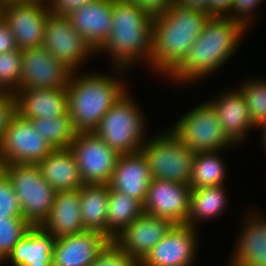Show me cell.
<instances>
[{
  "label": "cell",
  "instance_id": "6da1fadb",
  "mask_svg": "<svg viewBox=\"0 0 266 266\" xmlns=\"http://www.w3.org/2000/svg\"><path fill=\"white\" fill-rule=\"evenodd\" d=\"M245 33L247 29L241 23L211 16L185 57L165 79L181 86L209 78L234 56Z\"/></svg>",
  "mask_w": 266,
  "mask_h": 266
},
{
  "label": "cell",
  "instance_id": "7a4b0ae2",
  "mask_svg": "<svg viewBox=\"0 0 266 266\" xmlns=\"http://www.w3.org/2000/svg\"><path fill=\"white\" fill-rule=\"evenodd\" d=\"M112 20L110 35L96 51L97 55L105 52L112 61V68L128 72L139 63L149 67L153 52V16L132 0H113Z\"/></svg>",
  "mask_w": 266,
  "mask_h": 266
},
{
  "label": "cell",
  "instance_id": "3957f363",
  "mask_svg": "<svg viewBox=\"0 0 266 266\" xmlns=\"http://www.w3.org/2000/svg\"><path fill=\"white\" fill-rule=\"evenodd\" d=\"M80 71L73 72L67 87L68 113L77 133L94 131L110 107L129 90L123 81L125 70L112 68L110 74Z\"/></svg>",
  "mask_w": 266,
  "mask_h": 266
},
{
  "label": "cell",
  "instance_id": "277c9868",
  "mask_svg": "<svg viewBox=\"0 0 266 266\" xmlns=\"http://www.w3.org/2000/svg\"><path fill=\"white\" fill-rule=\"evenodd\" d=\"M210 15L175 3L153 16V52L149 69L165 78L185 57Z\"/></svg>",
  "mask_w": 266,
  "mask_h": 266
},
{
  "label": "cell",
  "instance_id": "5b68a950",
  "mask_svg": "<svg viewBox=\"0 0 266 266\" xmlns=\"http://www.w3.org/2000/svg\"><path fill=\"white\" fill-rule=\"evenodd\" d=\"M135 98L128 90L102 117L93 131L110 148L119 154H133L141 151L148 137L147 120Z\"/></svg>",
  "mask_w": 266,
  "mask_h": 266
},
{
  "label": "cell",
  "instance_id": "8992f818",
  "mask_svg": "<svg viewBox=\"0 0 266 266\" xmlns=\"http://www.w3.org/2000/svg\"><path fill=\"white\" fill-rule=\"evenodd\" d=\"M167 130L148 137L141 152L147 159L152 178L189 185L197 152L169 128Z\"/></svg>",
  "mask_w": 266,
  "mask_h": 266
},
{
  "label": "cell",
  "instance_id": "52a82bcc",
  "mask_svg": "<svg viewBox=\"0 0 266 266\" xmlns=\"http://www.w3.org/2000/svg\"><path fill=\"white\" fill-rule=\"evenodd\" d=\"M20 202L23 218L31 226H42L54 203L56 191L43 178L36 164L10 163L2 167Z\"/></svg>",
  "mask_w": 266,
  "mask_h": 266
},
{
  "label": "cell",
  "instance_id": "ba28073f",
  "mask_svg": "<svg viewBox=\"0 0 266 266\" xmlns=\"http://www.w3.org/2000/svg\"><path fill=\"white\" fill-rule=\"evenodd\" d=\"M194 107L169 128L182 142L196 152H222L236 146L222 130L215 110L207 101Z\"/></svg>",
  "mask_w": 266,
  "mask_h": 266
},
{
  "label": "cell",
  "instance_id": "9c48e42d",
  "mask_svg": "<svg viewBox=\"0 0 266 266\" xmlns=\"http://www.w3.org/2000/svg\"><path fill=\"white\" fill-rule=\"evenodd\" d=\"M47 0H3L0 16L5 20L19 50L41 46L46 18L50 14Z\"/></svg>",
  "mask_w": 266,
  "mask_h": 266
},
{
  "label": "cell",
  "instance_id": "30bf717a",
  "mask_svg": "<svg viewBox=\"0 0 266 266\" xmlns=\"http://www.w3.org/2000/svg\"><path fill=\"white\" fill-rule=\"evenodd\" d=\"M54 149L36 131L31 120L17 112L10 118L0 144V163L38 164Z\"/></svg>",
  "mask_w": 266,
  "mask_h": 266
},
{
  "label": "cell",
  "instance_id": "8fae6325",
  "mask_svg": "<svg viewBox=\"0 0 266 266\" xmlns=\"http://www.w3.org/2000/svg\"><path fill=\"white\" fill-rule=\"evenodd\" d=\"M69 149L74 154L84 184H109L120 154L97 134L78 132Z\"/></svg>",
  "mask_w": 266,
  "mask_h": 266
},
{
  "label": "cell",
  "instance_id": "7c38bea8",
  "mask_svg": "<svg viewBox=\"0 0 266 266\" xmlns=\"http://www.w3.org/2000/svg\"><path fill=\"white\" fill-rule=\"evenodd\" d=\"M56 59L78 72L88 58L96 56L95 49L79 34L64 15L50 13L46 18L42 44Z\"/></svg>",
  "mask_w": 266,
  "mask_h": 266
},
{
  "label": "cell",
  "instance_id": "4fadbf2b",
  "mask_svg": "<svg viewBox=\"0 0 266 266\" xmlns=\"http://www.w3.org/2000/svg\"><path fill=\"white\" fill-rule=\"evenodd\" d=\"M21 52L20 89H67L74 71L43 45Z\"/></svg>",
  "mask_w": 266,
  "mask_h": 266
},
{
  "label": "cell",
  "instance_id": "5bb4252c",
  "mask_svg": "<svg viewBox=\"0 0 266 266\" xmlns=\"http://www.w3.org/2000/svg\"><path fill=\"white\" fill-rule=\"evenodd\" d=\"M199 229L174 225L139 266H193L198 258Z\"/></svg>",
  "mask_w": 266,
  "mask_h": 266
},
{
  "label": "cell",
  "instance_id": "9a60e30c",
  "mask_svg": "<svg viewBox=\"0 0 266 266\" xmlns=\"http://www.w3.org/2000/svg\"><path fill=\"white\" fill-rule=\"evenodd\" d=\"M191 187L188 184L153 178L143 211L170 220L175 225L186 224L189 215Z\"/></svg>",
  "mask_w": 266,
  "mask_h": 266
},
{
  "label": "cell",
  "instance_id": "2e32d148",
  "mask_svg": "<svg viewBox=\"0 0 266 266\" xmlns=\"http://www.w3.org/2000/svg\"><path fill=\"white\" fill-rule=\"evenodd\" d=\"M250 210L241 218L228 266H266V217Z\"/></svg>",
  "mask_w": 266,
  "mask_h": 266
},
{
  "label": "cell",
  "instance_id": "e0dca14e",
  "mask_svg": "<svg viewBox=\"0 0 266 266\" xmlns=\"http://www.w3.org/2000/svg\"><path fill=\"white\" fill-rule=\"evenodd\" d=\"M174 225L170 220L144 212L115 236L113 241L140 263Z\"/></svg>",
  "mask_w": 266,
  "mask_h": 266
},
{
  "label": "cell",
  "instance_id": "ac0fdd59",
  "mask_svg": "<svg viewBox=\"0 0 266 266\" xmlns=\"http://www.w3.org/2000/svg\"><path fill=\"white\" fill-rule=\"evenodd\" d=\"M227 90L207 101L215 110L222 130L235 145H238L247 139V133H251L257 127L250 118L242 93L237 87Z\"/></svg>",
  "mask_w": 266,
  "mask_h": 266
},
{
  "label": "cell",
  "instance_id": "d6986e66",
  "mask_svg": "<svg viewBox=\"0 0 266 266\" xmlns=\"http://www.w3.org/2000/svg\"><path fill=\"white\" fill-rule=\"evenodd\" d=\"M113 0H92L69 12L66 17L97 51L108 39L112 27Z\"/></svg>",
  "mask_w": 266,
  "mask_h": 266
},
{
  "label": "cell",
  "instance_id": "ffe728a7",
  "mask_svg": "<svg viewBox=\"0 0 266 266\" xmlns=\"http://www.w3.org/2000/svg\"><path fill=\"white\" fill-rule=\"evenodd\" d=\"M110 239L101 232L84 231L55 240L53 266H90Z\"/></svg>",
  "mask_w": 266,
  "mask_h": 266
},
{
  "label": "cell",
  "instance_id": "44dd1931",
  "mask_svg": "<svg viewBox=\"0 0 266 266\" xmlns=\"http://www.w3.org/2000/svg\"><path fill=\"white\" fill-rule=\"evenodd\" d=\"M152 179L147 159L140 151L120 154L109 185L112 190L128 195L143 205Z\"/></svg>",
  "mask_w": 266,
  "mask_h": 266
},
{
  "label": "cell",
  "instance_id": "7402d4cb",
  "mask_svg": "<svg viewBox=\"0 0 266 266\" xmlns=\"http://www.w3.org/2000/svg\"><path fill=\"white\" fill-rule=\"evenodd\" d=\"M16 112L23 118H56L68 114L67 89H19Z\"/></svg>",
  "mask_w": 266,
  "mask_h": 266
},
{
  "label": "cell",
  "instance_id": "603a6c76",
  "mask_svg": "<svg viewBox=\"0 0 266 266\" xmlns=\"http://www.w3.org/2000/svg\"><path fill=\"white\" fill-rule=\"evenodd\" d=\"M55 240L41 226H32L14 246L8 257L0 262V266L8 263L10 266H53Z\"/></svg>",
  "mask_w": 266,
  "mask_h": 266
},
{
  "label": "cell",
  "instance_id": "cb8c5ba5",
  "mask_svg": "<svg viewBox=\"0 0 266 266\" xmlns=\"http://www.w3.org/2000/svg\"><path fill=\"white\" fill-rule=\"evenodd\" d=\"M41 227L55 239L84 232L79 189L56 191L51 212Z\"/></svg>",
  "mask_w": 266,
  "mask_h": 266
},
{
  "label": "cell",
  "instance_id": "d4e9b609",
  "mask_svg": "<svg viewBox=\"0 0 266 266\" xmlns=\"http://www.w3.org/2000/svg\"><path fill=\"white\" fill-rule=\"evenodd\" d=\"M37 165L44 180L55 191L76 190L84 184L74 154L69 148L54 149Z\"/></svg>",
  "mask_w": 266,
  "mask_h": 266
},
{
  "label": "cell",
  "instance_id": "484cf974",
  "mask_svg": "<svg viewBox=\"0 0 266 266\" xmlns=\"http://www.w3.org/2000/svg\"><path fill=\"white\" fill-rule=\"evenodd\" d=\"M79 192L84 230L101 232L107 236V211L110 185L83 184Z\"/></svg>",
  "mask_w": 266,
  "mask_h": 266
},
{
  "label": "cell",
  "instance_id": "4316f807",
  "mask_svg": "<svg viewBox=\"0 0 266 266\" xmlns=\"http://www.w3.org/2000/svg\"><path fill=\"white\" fill-rule=\"evenodd\" d=\"M225 184L191 190L189 215L186 225L198 228V222L221 216L228 206Z\"/></svg>",
  "mask_w": 266,
  "mask_h": 266
},
{
  "label": "cell",
  "instance_id": "83f0119b",
  "mask_svg": "<svg viewBox=\"0 0 266 266\" xmlns=\"http://www.w3.org/2000/svg\"><path fill=\"white\" fill-rule=\"evenodd\" d=\"M143 213V205L138 200L110 188L107 237L113 240L115 236Z\"/></svg>",
  "mask_w": 266,
  "mask_h": 266
},
{
  "label": "cell",
  "instance_id": "f1b7e54d",
  "mask_svg": "<svg viewBox=\"0 0 266 266\" xmlns=\"http://www.w3.org/2000/svg\"><path fill=\"white\" fill-rule=\"evenodd\" d=\"M223 154L218 151L197 152L189 186L191 190L223 185L227 179V167Z\"/></svg>",
  "mask_w": 266,
  "mask_h": 266
},
{
  "label": "cell",
  "instance_id": "f546056e",
  "mask_svg": "<svg viewBox=\"0 0 266 266\" xmlns=\"http://www.w3.org/2000/svg\"><path fill=\"white\" fill-rule=\"evenodd\" d=\"M31 122L53 149L69 148L77 133L73 128L69 113L53 119L33 118Z\"/></svg>",
  "mask_w": 266,
  "mask_h": 266
},
{
  "label": "cell",
  "instance_id": "4dcf8cb0",
  "mask_svg": "<svg viewBox=\"0 0 266 266\" xmlns=\"http://www.w3.org/2000/svg\"><path fill=\"white\" fill-rule=\"evenodd\" d=\"M258 78L247 77L237 88L242 93L250 118L257 128L266 122V80Z\"/></svg>",
  "mask_w": 266,
  "mask_h": 266
},
{
  "label": "cell",
  "instance_id": "1f68e13d",
  "mask_svg": "<svg viewBox=\"0 0 266 266\" xmlns=\"http://www.w3.org/2000/svg\"><path fill=\"white\" fill-rule=\"evenodd\" d=\"M21 70V50L0 54V92L15 94L20 89Z\"/></svg>",
  "mask_w": 266,
  "mask_h": 266
},
{
  "label": "cell",
  "instance_id": "d6a6232c",
  "mask_svg": "<svg viewBox=\"0 0 266 266\" xmlns=\"http://www.w3.org/2000/svg\"><path fill=\"white\" fill-rule=\"evenodd\" d=\"M32 226L23 217L0 218V262Z\"/></svg>",
  "mask_w": 266,
  "mask_h": 266
},
{
  "label": "cell",
  "instance_id": "836d02e7",
  "mask_svg": "<svg viewBox=\"0 0 266 266\" xmlns=\"http://www.w3.org/2000/svg\"><path fill=\"white\" fill-rule=\"evenodd\" d=\"M90 266H139V263L110 240Z\"/></svg>",
  "mask_w": 266,
  "mask_h": 266
},
{
  "label": "cell",
  "instance_id": "e575fe53",
  "mask_svg": "<svg viewBox=\"0 0 266 266\" xmlns=\"http://www.w3.org/2000/svg\"><path fill=\"white\" fill-rule=\"evenodd\" d=\"M23 217L20 202L9 178L0 173V218Z\"/></svg>",
  "mask_w": 266,
  "mask_h": 266
},
{
  "label": "cell",
  "instance_id": "d590c367",
  "mask_svg": "<svg viewBox=\"0 0 266 266\" xmlns=\"http://www.w3.org/2000/svg\"><path fill=\"white\" fill-rule=\"evenodd\" d=\"M261 3H263V0H234L230 12L225 17L241 23L250 31L249 28L254 25L252 23H254L253 20L256 17L253 15L254 11Z\"/></svg>",
  "mask_w": 266,
  "mask_h": 266
},
{
  "label": "cell",
  "instance_id": "8d00e7d4",
  "mask_svg": "<svg viewBox=\"0 0 266 266\" xmlns=\"http://www.w3.org/2000/svg\"><path fill=\"white\" fill-rule=\"evenodd\" d=\"M16 113V96L12 93L0 92V144L10 118Z\"/></svg>",
  "mask_w": 266,
  "mask_h": 266
},
{
  "label": "cell",
  "instance_id": "74e56055",
  "mask_svg": "<svg viewBox=\"0 0 266 266\" xmlns=\"http://www.w3.org/2000/svg\"><path fill=\"white\" fill-rule=\"evenodd\" d=\"M90 1L92 0H47L51 13L64 16Z\"/></svg>",
  "mask_w": 266,
  "mask_h": 266
},
{
  "label": "cell",
  "instance_id": "f35d334b",
  "mask_svg": "<svg viewBox=\"0 0 266 266\" xmlns=\"http://www.w3.org/2000/svg\"><path fill=\"white\" fill-rule=\"evenodd\" d=\"M141 9L147 11L150 15L155 16L166 12L175 0H132Z\"/></svg>",
  "mask_w": 266,
  "mask_h": 266
},
{
  "label": "cell",
  "instance_id": "ab89813d",
  "mask_svg": "<svg viewBox=\"0 0 266 266\" xmlns=\"http://www.w3.org/2000/svg\"><path fill=\"white\" fill-rule=\"evenodd\" d=\"M18 49L14 34L0 16V54Z\"/></svg>",
  "mask_w": 266,
  "mask_h": 266
},
{
  "label": "cell",
  "instance_id": "60d3db41",
  "mask_svg": "<svg viewBox=\"0 0 266 266\" xmlns=\"http://www.w3.org/2000/svg\"><path fill=\"white\" fill-rule=\"evenodd\" d=\"M233 2L234 0H210V16L225 17Z\"/></svg>",
  "mask_w": 266,
  "mask_h": 266
},
{
  "label": "cell",
  "instance_id": "b9f144b4",
  "mask_svg": "<svg viewBox=\"0 0 266 266\" xmlns=\"http://www.w3.org/2000/svg\"><path fill=\"white\" fill-rule=\"evenodd\" d=\"M175 4L188 9L202 10L210 15V0H175Z\"/></svg>",
  "mask_w": 266,
  "mask_h": 266
},
{
  "label": "cell",
  "instance_id": "7bdbcfd3",
  "mask_svg": "<svg viewBox=\"0 0 266 266\" xmlns=\"http://www.w3.org/2000/svg\"><path fill=\"white\" fill-rule=\"evenodd\" d=\"M260 129L259 130H261V139H262V141H261V143H263L262 145L265 147V151H266V122L265 123H263L260 127H259Z\"/></svg>",
  "mask_w": 266,
  "mask_h": 266
},
{
  "label": "cell",
  "instance_id": "ee69618b",
  "mask_svg": "<svg viewBox=\"0 0 266 266\" xmlns=\"http://www.w3.org/2000/svg\"><path fill=\"white\" fill-rule=\"evenodd\" d=\"M3 165L0 163V173L2 172Z\"/></svg>",
  "mask_w": 266,
  "mask_h": 266
}]
</instances>
